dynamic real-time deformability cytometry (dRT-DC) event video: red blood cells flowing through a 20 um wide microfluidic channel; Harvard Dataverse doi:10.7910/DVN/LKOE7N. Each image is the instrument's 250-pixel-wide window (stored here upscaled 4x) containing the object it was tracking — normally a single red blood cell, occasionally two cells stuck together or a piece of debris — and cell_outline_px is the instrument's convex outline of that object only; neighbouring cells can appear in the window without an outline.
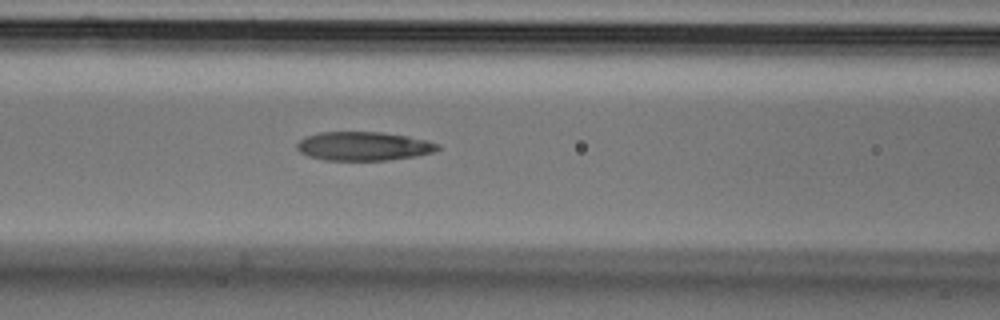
{"species": "Egyptian fruit bat (a non-hibernating species)", "species_latin": "Rousettus aegyptiacus", "temperature_condition": "cold", "stored_images_in_passage": 6, "camera_frame_rate_fps": 3000, "um_per_image_px": 0.085, "animal": {"sex": "male"}, "frame": {"image": 1, "passage_image": 6, "time_ms": 1.667, "image_size_px": [1000, 320], "cell_outline_px": [[440, 148], [432, 152], [416, 156], [388, 160], [324, 160], [308, 156], [300, 152], [296, 148], [296, 144], [300, 140], [308, 136], [320, 132], [380, 132], [404, 136], [424, 140], [440, 144]], "centroid_in_image_um": [30.87, 12.43], "position_along_channel_um": 135.7, "area_um2": 23.41}}